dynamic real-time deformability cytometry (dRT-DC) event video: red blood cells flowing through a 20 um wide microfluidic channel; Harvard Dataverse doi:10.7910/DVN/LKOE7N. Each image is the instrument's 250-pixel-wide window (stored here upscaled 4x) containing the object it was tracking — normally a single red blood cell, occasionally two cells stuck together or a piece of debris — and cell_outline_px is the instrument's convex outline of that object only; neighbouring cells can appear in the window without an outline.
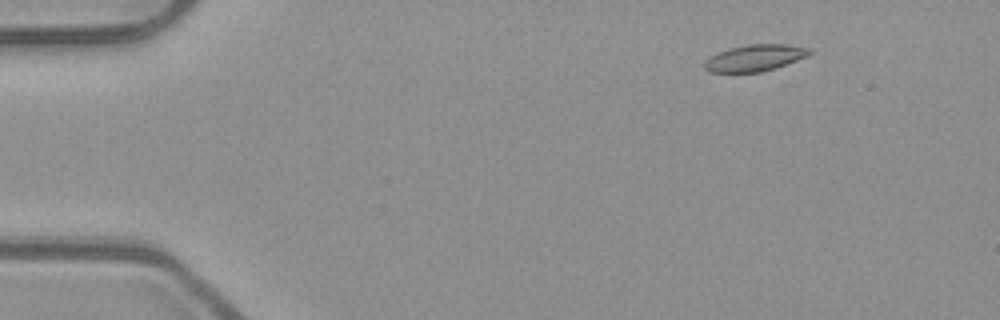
{"species": "common noctule bat (a hibernating species)", "species_latin": "Nyctalus noctula", "temperature_condition": "room temperature", "stored_images_in_passage": 53, "camera_frame_rate_fps": 3000, "um_per_image_px": 0.085, "animal": {"sex": "male", "body_mass_g": 23.1, "forearm_length_mm": 52.7}, "frame": {"image": 1, "passage_image": 7, "time_ms": 2.0, "image_size_px": [1000, 320], "cell_outline_px": [[812, 52], [808, 56], [776, 68], [760, 72], [708, 72], [704, 68], [704, 60], [728, 48], [748, 44], [788, 44], [812, 48]], "centroid_in_image_um": [64.2, 4.91], "position_along_channel_um": 20.8, "area_um2": 16.36}}
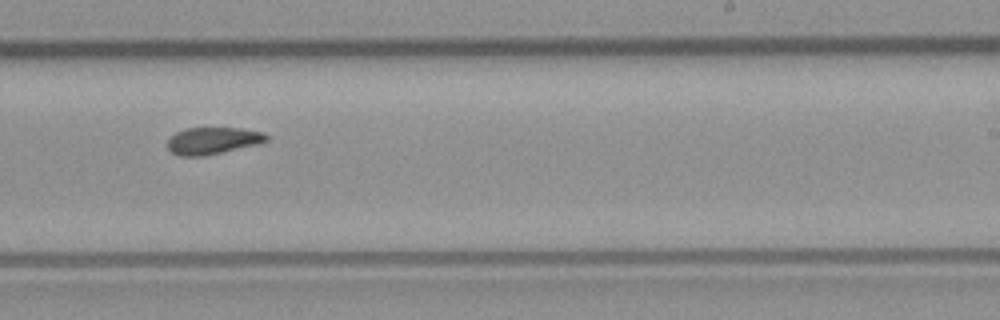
{"frame": {"image": 2, "passage_image": 33, "time_ms": 10.667, "image_size_px": [1000, 320], "cell_outline_px": [[268, 140], [260, 144], [204, 156], [180, 156], [172, 152], [168, 148], [168, 136], [184, 128], [240, 128], [264, 132], [268, 136]], "centroid_in_image_um": [18.09, 11.95], "position_along_channel_um": 270.9, "area_um2": 15.72}}
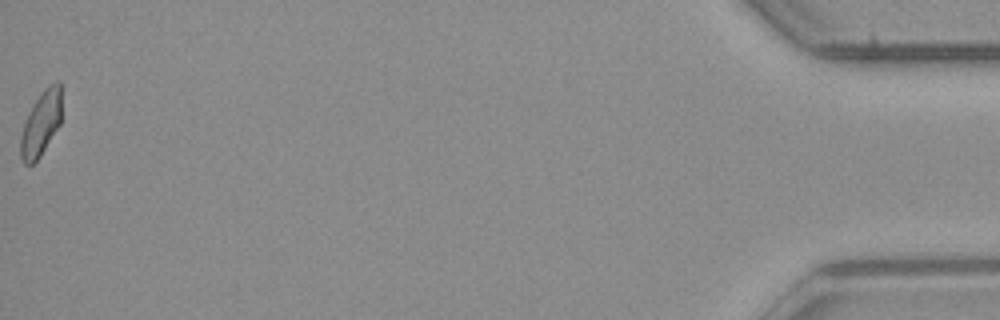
{"frame": {"image": 3, "passage_image": 53, "time_ms": 17.333, "image_size_px": [1000, 320], "cell_outline_px": [[60, 124], [40, 156], [32, 164], [24, 164], [20, 156], [20, 136], [24, 124], [32, 104], [44, 88], [48, 84], [56, 80], [60, 80]], "centroid_in_image_um": [3.47, 10.47], "position_along_channel_um": 431.7, "area_um2": 15.37}, "authors_computed_cell_mechanics": {"area_um2": 16.2418, "velocity_mm_per_s": 3.9655, "shape_relaxation_time_tau1_ms": null, "shape_relaxation_time_tau2_ms": 5.1696, "deformation_change_tau1": null, "deformation_change_tau2": 0.0993}}